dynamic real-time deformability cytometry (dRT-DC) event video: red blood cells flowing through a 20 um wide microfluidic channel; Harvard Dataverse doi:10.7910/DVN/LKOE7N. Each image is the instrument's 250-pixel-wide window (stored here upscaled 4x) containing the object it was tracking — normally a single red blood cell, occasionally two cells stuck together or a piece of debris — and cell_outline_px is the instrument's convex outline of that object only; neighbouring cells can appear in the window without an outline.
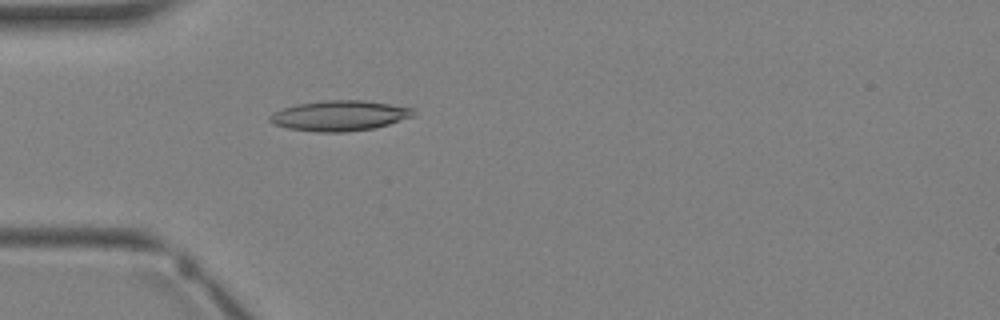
{"species": "Egyptian fruit bat (a non-hibernating species)", "species_latin": "Rousettus aegyptiacus", "temperature_condition": "warm", "stored_images_in_passage": 1, "camera_frame_rate_fps": 3000, "um_per_image_px": 0.085, "animal": {"sex": "female"}, "frame": {"image": 1, "passage_image": 1, "time_ms": 0.0, "image_size_px": [1000, 320], "cell_outline_px": [[416, 116], [376, 128], [344, 132], [316, 132], [288, 128], [272, 124], [268, 120], [268, 116], [284, 108], [296, 104], [328, 100], [364, 100], [412, 108], [416, 112]], "centroid_in_image_um": [28.89, 9.84], "position_along_channel_um": 56.1, "area_um2": 25.43}}